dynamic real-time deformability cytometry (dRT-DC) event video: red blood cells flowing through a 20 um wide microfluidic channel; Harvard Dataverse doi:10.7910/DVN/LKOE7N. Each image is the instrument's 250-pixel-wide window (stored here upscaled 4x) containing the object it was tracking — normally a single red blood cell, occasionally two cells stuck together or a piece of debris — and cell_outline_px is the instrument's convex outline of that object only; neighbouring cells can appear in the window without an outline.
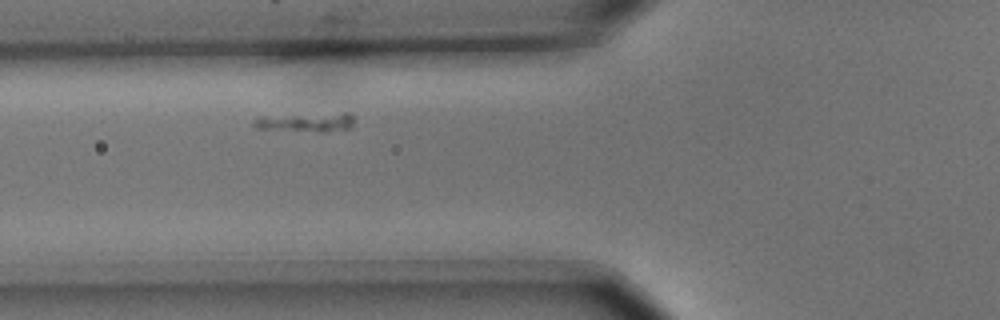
{"species": "common noctule bat (a hibernating species)", "species_latin": "Nyctalus noctula", "temperature_condition": "cold", "stored_images_in_passage": 3, "camera_frame_rate_fps": 3000, "um_per_image_px": 0.085, "animal": {"sex": "male", "body_mass_g": 15.6}, "frame": {"image": 1, "passage_image": 3, "time_ms": 0.667, "image_size_px": [1000, 320], "cell_outline_px": [[352, 124], [348, 128], [324, 132], [320, 132], [256, 128], [252, 124], [260, 116], [344, 112], [352, 112]], "centroid_in_image_um": [26.04, 10.37], "position_along_channel_um": 99.8, "area_um2": 11.16}}